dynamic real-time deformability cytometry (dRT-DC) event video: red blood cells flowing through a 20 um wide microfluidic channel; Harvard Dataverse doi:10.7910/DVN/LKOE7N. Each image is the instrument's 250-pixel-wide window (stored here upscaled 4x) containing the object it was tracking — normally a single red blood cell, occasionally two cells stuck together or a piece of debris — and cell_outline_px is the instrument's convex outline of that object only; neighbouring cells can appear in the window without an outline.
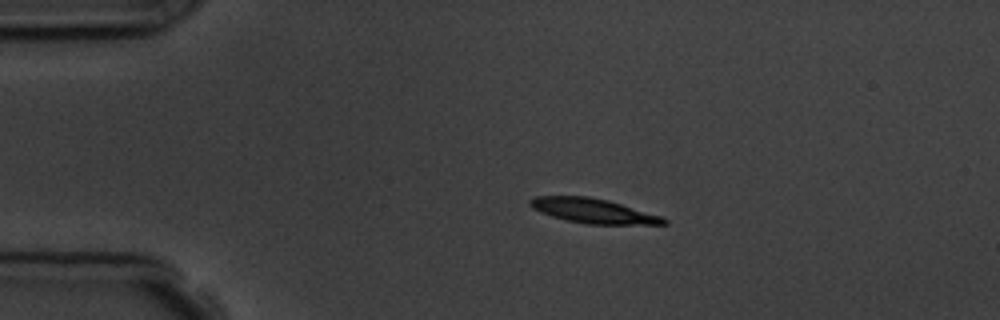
{"species": "common noctule bat (a hibernating species)", "species_latin": "Nyctalus noctula", "temperature_condition": "room temperature", "stored_images_in_passage": 2, "camera_frame_rate_fps": 3000, "um_per_image_px": 0.085, "animal": {"sex": "male", "body_mass_g": 19.5, "forearm_length_mm": 54.6}, "frame": {"image": 1, "passage_image": 2, "time_ms": 3.333, "image_size_px": [1000, 320], "cell_outline_px": [[668, 224], [588, 224], [568, 220], [552, 216], [540, 212], [532, 208], [528, 204], [528, 200], [536, 196], [588, 196], [608, 200], [664, 216], [668, 220]], "centroid_in_image_um": [50.45, 17.91], "position_along_channel_um": 34.6, "area_um2": 19.25}}